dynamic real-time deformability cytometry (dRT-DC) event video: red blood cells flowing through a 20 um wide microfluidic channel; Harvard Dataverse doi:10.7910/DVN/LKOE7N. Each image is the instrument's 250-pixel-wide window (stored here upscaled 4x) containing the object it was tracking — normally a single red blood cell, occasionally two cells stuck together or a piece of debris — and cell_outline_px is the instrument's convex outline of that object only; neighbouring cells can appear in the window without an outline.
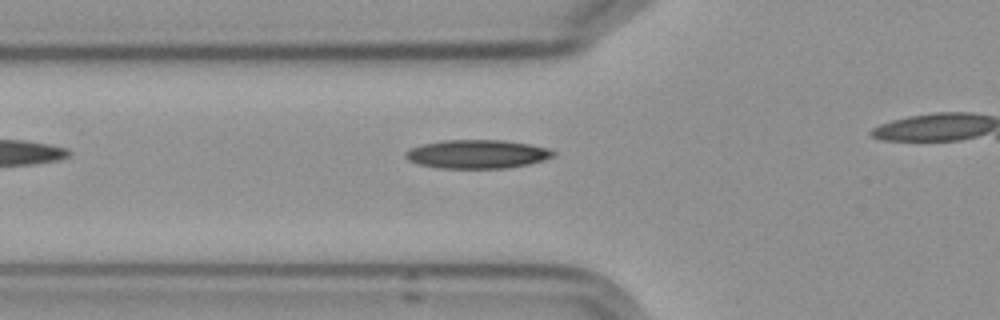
{"species": "Egyptian fruit bat (a non-hibernating species)", "species_latin": "Rousettus aegyptiacus", "temperature_condition": "cold", "stored_images_in_passage": 3, "segment_of_instrument_passage": [1, 2], "camera_frame_rate_fps": 3000, "um_per_image_px": 0.085, "frame": {"image": 1, "passage_image": 2, "time_ms": 1.333, "image_size_px": [1000, 320], "cell_outline_px": [[556, 152], [552, 156], [544, 160], [528, 164], [508, 168], [440, 168], [420, 164], [408, 160], [404, 156], [412, 148], [424, 144], [444, 140], [504, 140], [528, 144], [548, 148]], "centroid_in_image_um": [40.59, 13.1], "position_along_channel_um": 85.2, "area_um2": 24.39}}